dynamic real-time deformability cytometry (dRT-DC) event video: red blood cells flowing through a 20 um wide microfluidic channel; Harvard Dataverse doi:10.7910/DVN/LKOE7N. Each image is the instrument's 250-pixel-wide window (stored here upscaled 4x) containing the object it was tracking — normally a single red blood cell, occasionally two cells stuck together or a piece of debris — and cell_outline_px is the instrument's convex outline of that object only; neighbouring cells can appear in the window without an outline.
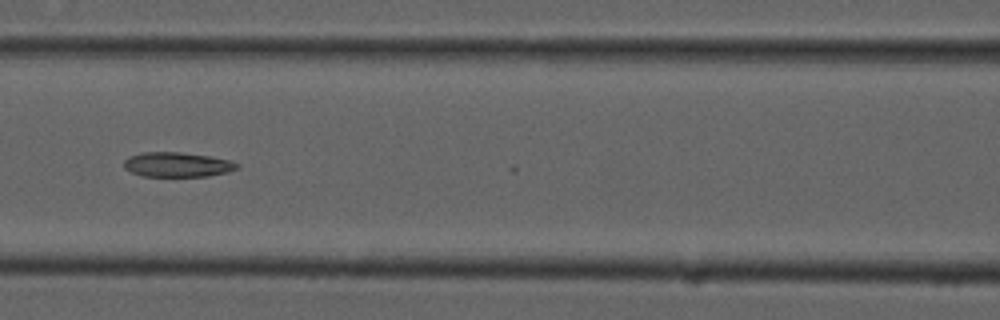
{"species": "common noctule bat (a hibernating species)", "species_latin": "Nyctalus noctula", "temperature_condition": "cold", "stored_images_in_passage": 13, "camera_frame_rate_fps": 3000, "um_per_image_px": 0.085, "animal": {"sex": "male", "forearm_length_mm": 52.5}, "frame": {"image": 1, "passage_image": 9, "time_ms": 2.667, "image_size_px": [1000, 320], "cell_outline_px": [[240, 168], [228, 172], [208, 176], [144, 176], [132, 172], [124, 168], [124, 160], [128, 156], [144, 152], [180, 152], [208, 156], [228, 160], [240, 164]], "centroid_in_image_um": [15.08, 13.99], "position_along_channel_um": 151.5, "area_um2": 16.24}}
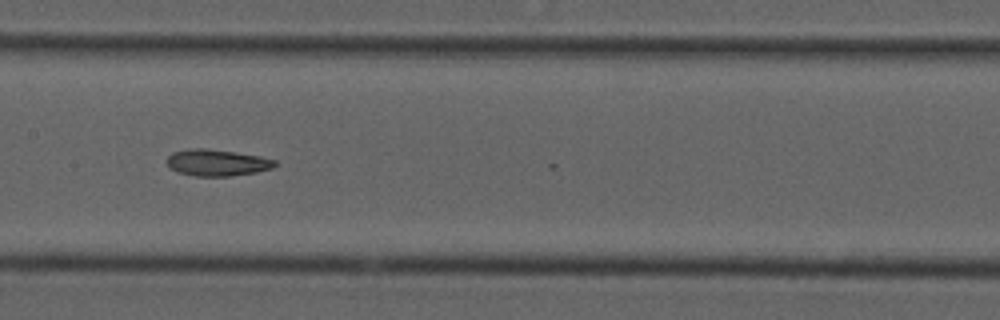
{"frame": {"image": 2, "passage_image": 12, "time_ms": 3.667, "image_size_px": [1000, 320], "cell_outline_px": [[280, 164], [272, 168], [256, 172], [232, 176], [196, 176], [180, 172], [168, 168], [164, 160], [172, 152], [188, 148], [208, 148], [236, 152], [260, 156], [276, 160]], "centroid_in_image_um": [18.43, 13.81], "position_along_channel_um": 189.0, "area_um2": 17.05}}